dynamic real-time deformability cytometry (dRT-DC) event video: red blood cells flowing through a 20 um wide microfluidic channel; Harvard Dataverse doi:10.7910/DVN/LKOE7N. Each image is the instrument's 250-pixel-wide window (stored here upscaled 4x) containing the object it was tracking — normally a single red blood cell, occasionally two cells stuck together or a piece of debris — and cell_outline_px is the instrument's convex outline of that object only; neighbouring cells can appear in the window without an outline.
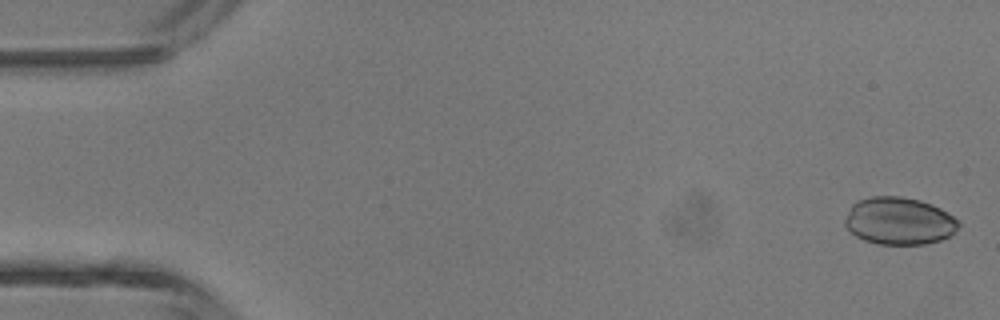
{"species": "common noctule bat (a hibernating species)", "species_latin": "Nyctalus noctula", "temperature_condition": "room temperature", "stored_images_in_passage": 4, "camera_frame_rate_fps": 3000, "um_per_image_px": 0.085, "animal": {"sex": "male", "body_mass_g": 13.3}, "frame": {"image": 1, "passage_image": 1, "time_ms": 0.0, "image_size_px": [1000, 320], "cell_outline_px": [[960, 224], [956, 232], [940, 240], [924, 244], [880, 244], [864, 240], [856, 236], [844, 224], [844, 220], [852, 204], [856, 200], [872, 196], [900, 196], [920, 200], [932, 204], [948, 212], [960, 220]], "centroid_in_image_um": [76.45, 18.77], "position_along_channel_um": 8.6, "area_um2": 31.56}}